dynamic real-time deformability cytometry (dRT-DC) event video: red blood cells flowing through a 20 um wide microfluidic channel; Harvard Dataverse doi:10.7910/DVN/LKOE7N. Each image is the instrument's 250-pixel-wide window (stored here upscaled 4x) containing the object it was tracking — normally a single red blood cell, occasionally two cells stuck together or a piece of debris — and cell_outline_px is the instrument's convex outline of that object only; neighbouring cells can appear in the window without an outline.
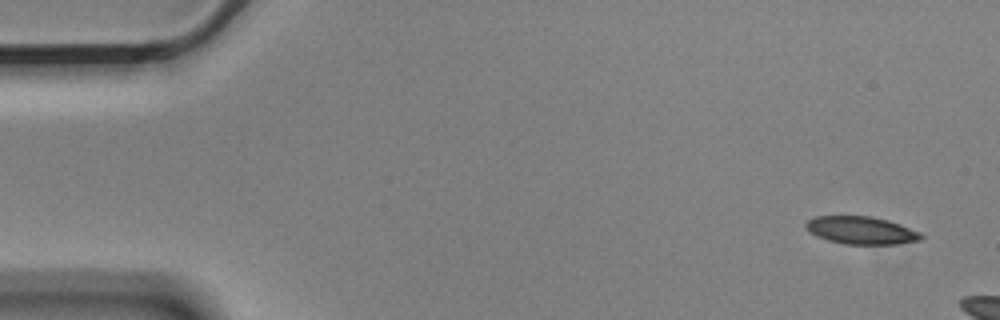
{"species": "Egyptian fruit bat (a non-hibernating species)", "species_latin": "Rousettus aegyptiacus", "temperature_condition": "cold", "stored_images_in_passage": 3, "camera_frame_rate_fps": 3000, "um_per_image_px": 0.085, "animal": {"sex": "male"}, "frame": {"image": 1, "passage_image": 1, "time_ms": 0.0, "image_size_px": [1000, 320], "cell_outline_px": [[924, 236], [920, 240], [896, 244], [844, 244], [828, 240], [816, 236], [804, 224], [808, 220], [816, 216], [872, 216], [888, 220], [900, 224], [920, 232]], "centroid_in_image_um": [73.23, 19.57], "position_along_channel_um": 11.8, "area_um2": 18.5}}